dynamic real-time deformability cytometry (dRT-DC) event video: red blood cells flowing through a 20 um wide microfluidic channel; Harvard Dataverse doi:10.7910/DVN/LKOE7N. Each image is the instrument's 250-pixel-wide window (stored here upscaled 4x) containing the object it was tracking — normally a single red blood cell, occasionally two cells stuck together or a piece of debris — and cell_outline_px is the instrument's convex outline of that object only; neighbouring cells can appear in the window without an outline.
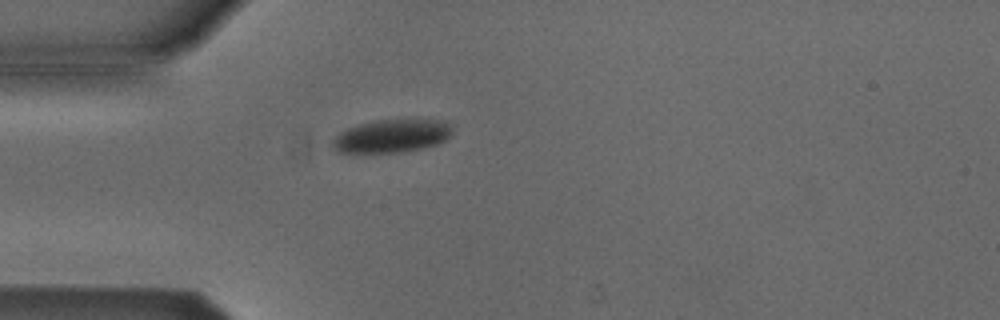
{"species": "Egyptian fruit bat (a non-hibernating species)", "species_latin": "Rousettus aegyptiacus", "temperature_condition": "cold", "stored_images_in_passage": 4, "camera_frame_rate_fps": 3000, "um_per_image_px": 0.085, "animal": {"sex": "male"}, "frame": {"image": 1, "passage_image": 4, "time_ms": 4.667, "image_size_px": [1000, 320], "cell_outline_px": [[452, 132], [444, 140], [436, 144], [424, 148], [404, 152], [336, 152], [332, 148], [332, 140], [344, 128], [376, 120], [448, 120], [452, 124]], "centroid_in_image_um": [33.3, 11.55], "position_along_channel_um": 51.7, "area_um2": 23.18}}